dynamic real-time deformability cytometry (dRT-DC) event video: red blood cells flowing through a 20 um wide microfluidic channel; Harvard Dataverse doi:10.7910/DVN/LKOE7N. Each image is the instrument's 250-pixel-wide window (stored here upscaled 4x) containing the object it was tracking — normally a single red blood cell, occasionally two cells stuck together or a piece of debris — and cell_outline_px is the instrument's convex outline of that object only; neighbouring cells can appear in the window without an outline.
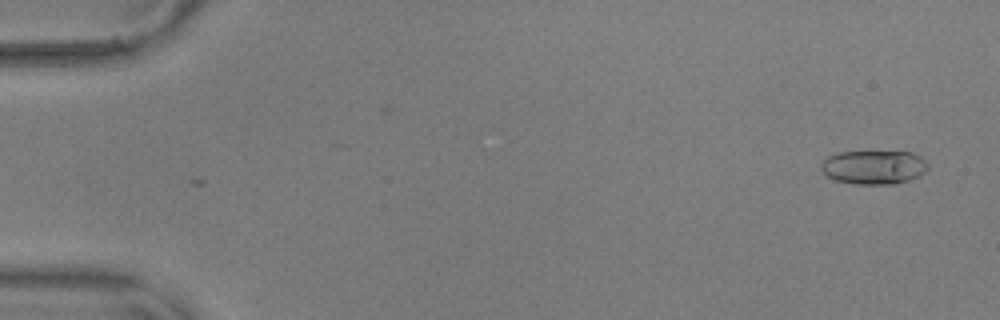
{"species": "common noctule bat (a hibernating species)", "species_latin": "Nyctalus noctula", "temperature_condition": "warm", "stored_images_in_passage": 5, "camera_frame_rate_fps": 3000, "um_per_image_px": 0.085, "animal": {"sex": "male", "body_mass_g": 17.9, "forearm_length_mm": 54.2}, "frame": {"image": 1, "passage_image": 1, "time_ms": 0.0, "image_size_px": [1000, 320], "cell_outline_px": [[928, 168], [920, 176], [908, 180], [892, 184], [856, 184], [836, 180], [828, 176], [820, 168], [820, 164], [828, 156], [840, 152], [912, 152], [920, 156], [928, 164]], "centroid_in_image_um": [74.28, 14.21], "position_along_channel_um": 10.7, "area_um2": 20.98}}